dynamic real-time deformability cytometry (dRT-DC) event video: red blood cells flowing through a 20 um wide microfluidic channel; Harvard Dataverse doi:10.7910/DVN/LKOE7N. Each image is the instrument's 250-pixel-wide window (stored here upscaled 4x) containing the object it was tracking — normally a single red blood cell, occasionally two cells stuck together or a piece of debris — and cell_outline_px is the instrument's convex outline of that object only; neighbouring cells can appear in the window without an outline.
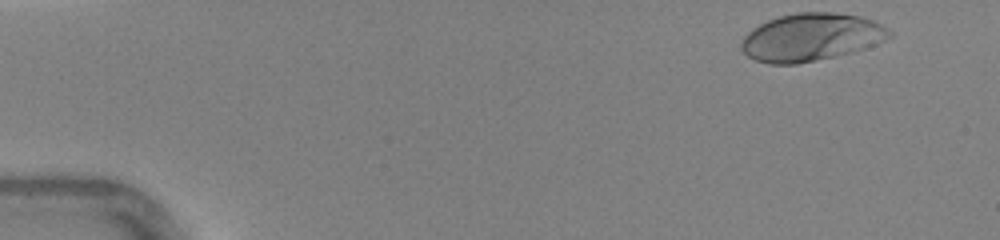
{"species": "human", "species_latin": "Homo sapiens", "temperature_condition": "warm", "stored_images_in_passage": 36, "camera_frame_rate_fps": 3000, "um_per_image_px": 0.085, "donor": {"sex": "female"}, "frame": {"image": 1, "passage_image": 2, "time_ms": 0.333, "image_size_px": [1000, 240], "cell_outline_px": [[892, 36], [884, 40], [864, 48], [852, 52], [796, 64], [768, 64], [756, 60], [748, 56], [740, 48], [740, 40], [752, 28], [768, 20], [780, 16], [796, 12], [832, 12], [860, 16], [876, 20], [888, 28], [892, 32]], "centroid_in_image_um": [68.94, 3.15], "position_along_channel_um": 16.1, "area_um2": 41.15}}
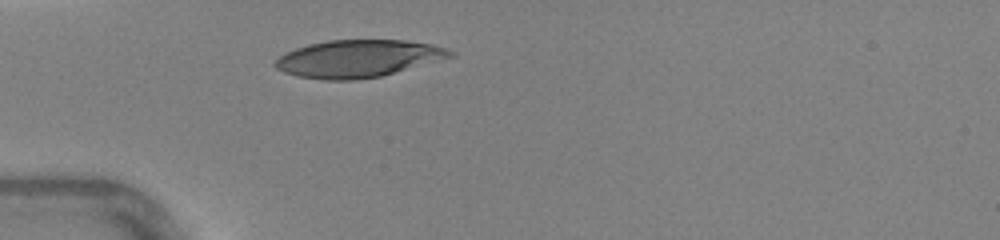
{"frame": {"image": 2, "passage_image": 12, "time_ms": 3.667, "image_size_px": [1000, 240], "cell_outline_px": [[456, 56], [380, 76], [352, 80], [324, 80], [296, 76], [284, 72], [276, 68], [272, 64], [280, 56], [296, 48], [308, 44], [328, 40], [404, 40], [432, 44], [448, 48], [456, 52]], "centroid_in_image_um": [30.47, 4.98], "position_along_channel_um": 54.5, "area_um2": 38.15}}
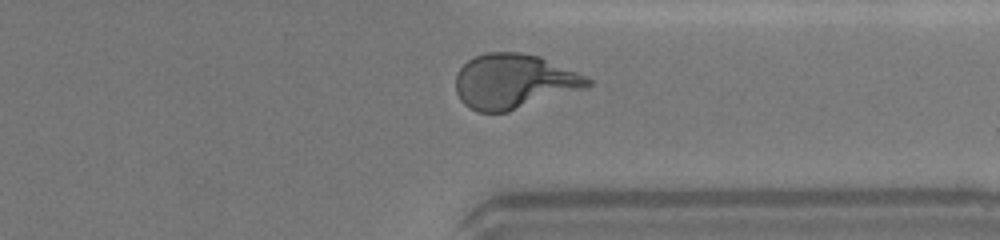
{"frame": {"image": 3, "passage_image": 34, "time_ms": 11.0, "image_size_px": [1000, 240], "cell_outline_px": [[592, 84], [584, 88], [508, 112], [476, 112], [468, 108], [460, 100], [456, 92], [456, 72], [468, 60], [476, 56], [488, 52], [520, 52], [540, 56], [576, 72], [592, 80]], "centroid_in_image_um": [43.63, 6.92], "position_along_channel_um": 367.8, "area_um2": 41.91}, "authors_computed_cell_mechanics": {"area_um2": 40.4022, "velocity_mm_per_s": 4.4082, "shape_relaxation_time_tau1_ms": 4.4684, "shape_relaxation_time_tau2_ms": null, "deformation_change_tau1": 0.2197, "deformation_change_tau2": null}}